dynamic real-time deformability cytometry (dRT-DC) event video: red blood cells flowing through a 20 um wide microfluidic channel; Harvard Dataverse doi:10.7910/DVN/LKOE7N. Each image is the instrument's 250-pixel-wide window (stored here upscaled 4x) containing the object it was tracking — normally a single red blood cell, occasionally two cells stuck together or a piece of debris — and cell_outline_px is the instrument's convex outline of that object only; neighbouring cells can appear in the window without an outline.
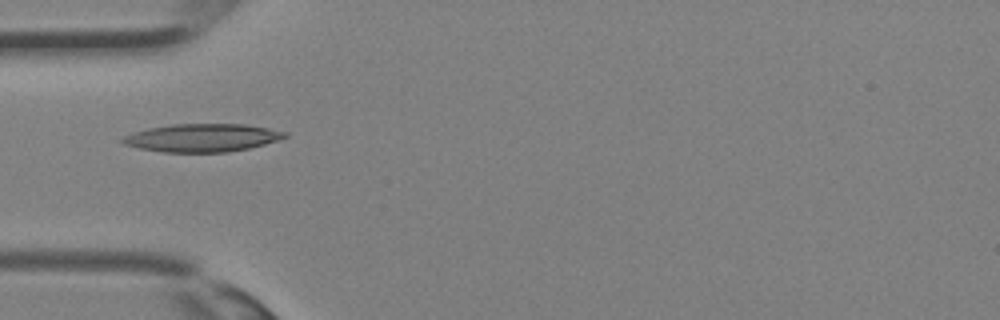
{"species": "Egyptian fruit bat (a non-hibernating species)", "species_latin": "Rousettus aegyptiacus", "temperature_condition": "room temperature", "stored_images_in_passage": 30, "camera_frame_rate_fps": 3000, "um_per_image_px": 0.085, "animal": {"sex": "female"}, "frame": {"image": 1, "passage_image": 6, "time_ms": 1.667, "image_size_px": [1000, 320], "cell_outline_px": [[288, 136], [264, 144], [248, 148], [228, 152], [164, 152], [140, 148], [124, 144], [120, 140], [124, 136], [148, 128], [172, 124], [244, 124], [268, 128], [288, 132]], "centroid_in_image_um": [17.2, 11.71], "position_along_channel_um": 67.8, "area_um2": 26.24}}
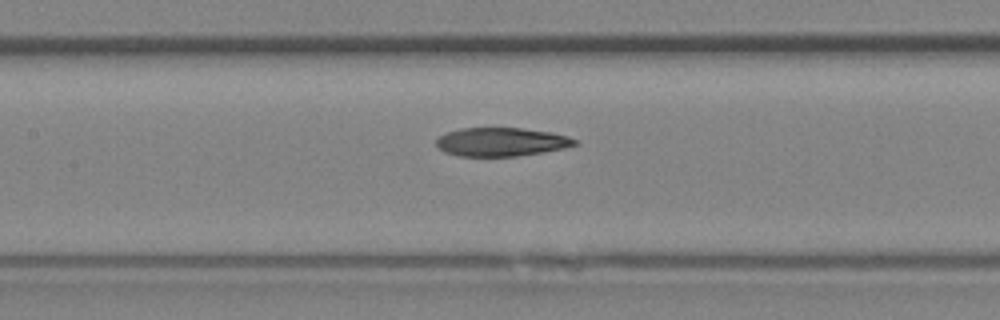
{"frame": {"image": 2, "passage_image": 11, "time_ms": 3.333, "image_size_px": [1000, 320], "cell_outline_px": [[576, 144], [564, 148], [516, 156], [460, 156], [444, 152], [436, 148], [436, 140], [440, 136], [448, 132], [460, 128], [520, 128], [552, 132], [568, 136], [576, 140]], "centroid_in_image_um": [42.57, 12.06], "position_along_channel_um": 164.8, "area_um2": 22.95}}
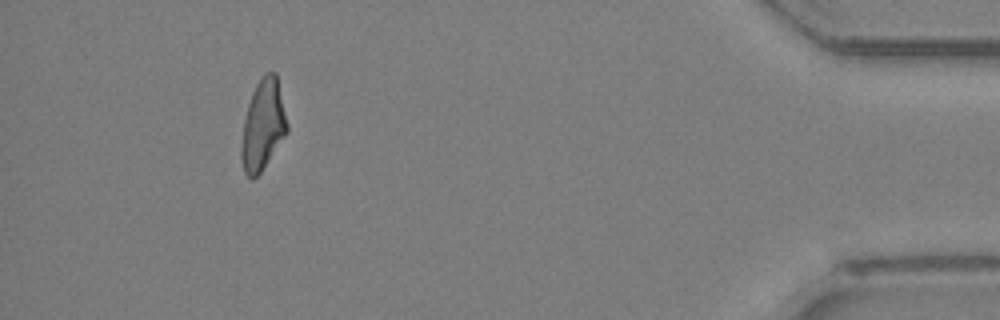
{"frame": {"image": 3, "passage_image": 27, "time_ms": 8.667, "image_size_px": [1000, 320], "cell_outline_px": [[288, 132], [260, 172], [252, 180], [244, 172], [240, 156], [240, 144], [244, 120], [248, 104], [252, 92], [260, 76], [264, 72], [276, 72], [288, 124]], "centroid_in_image_um": [22.34, 10.61], "position_along_channel_um": 412.9, "area_um2": 24.22}}